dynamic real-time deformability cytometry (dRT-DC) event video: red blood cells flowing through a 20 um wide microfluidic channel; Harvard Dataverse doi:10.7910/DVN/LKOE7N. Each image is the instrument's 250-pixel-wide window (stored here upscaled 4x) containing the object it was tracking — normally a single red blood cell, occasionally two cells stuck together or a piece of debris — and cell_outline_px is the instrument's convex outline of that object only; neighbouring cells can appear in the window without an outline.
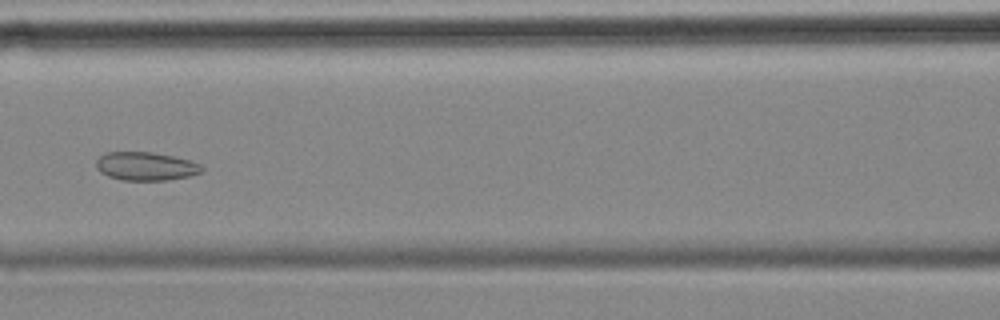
{"species": "common noctule bat (a hibernating species)", "species_latin": "Nyctalus noctula", "temperature_condition": "cold", "stored_images_in_passage": 10, "camera_frame_rate_fps": 3000, "um_per_image_px": 0.085, "animal": {"sex": "female", "body_mass_g": 18.4}, "frame": {"image": 1, "passage_image": 7, "time_ms": 8.0, "image_size_px": [1000, 320], "cell_outline_px": [[204, 168], [200, 172], [188, 176], [168, 180], [124, 180], [108, 176], [100, 172], [96, 168], [96, 160], [100, 156], [108, 152], [152, 152], [192, 160], [200, 164]], "centroid_in_image_um": [12.39, 14.13], "position_along_channel_um": 154.2, "area_um2": 17.46}}
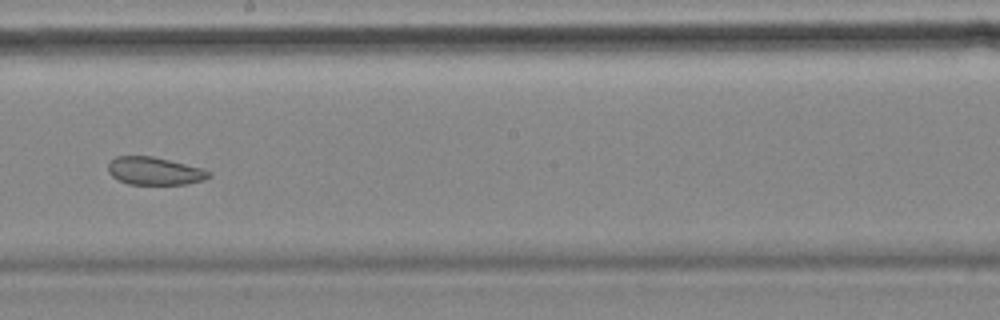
{"frame": {"image": 2, "passage_image": 9, "time_ms": 10.333, "image_size_px": [1000, 320], "cell_outline_px": [[212, 176], [204, 180], [184, 184], [128, 184], [112, 176], [108, 172], [108, 164], [116, 156], [152, 156], [204, 168], [212, 172]], "centroid_in_image_um": [13.18, 14.53], "position_along_channel_um": 235.0, "area_um2": 16.36}}